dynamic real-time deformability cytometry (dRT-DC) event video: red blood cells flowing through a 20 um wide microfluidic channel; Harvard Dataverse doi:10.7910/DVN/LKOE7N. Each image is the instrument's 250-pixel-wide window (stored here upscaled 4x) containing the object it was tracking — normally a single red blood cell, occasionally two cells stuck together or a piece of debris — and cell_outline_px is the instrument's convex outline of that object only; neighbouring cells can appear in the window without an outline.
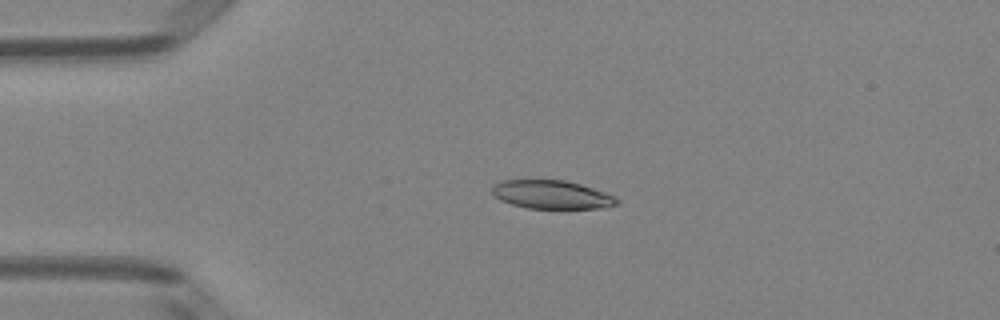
{"species": "Egyptian fruit bat (a non-hibernating species)", "species_latin": "Rousettus aegyptiacus", "temperature_condition": "room temperature", "stored_images_in_passage": 50, "camera_frame_rate_fps": 3000, "um_per_image_px": 0.085, "animal": {"sex": "female"}, "frame": {"image": 1, "passage_image": 11, "time_ms": 3.333, "image_size_px": [1000, 320], "cell_outline_px": [[620, 204], [608, 208], [528, 208], [512, 204], [500, 200], [492, 196], [492, 188], [496, 184], [504, 180], [564, 180], [580, 184], [604, 192], [620, 200]], "centroid_in_image_um": [46.91, 16.55], "position_along_channel_um": 38.1, "area_um2": 20.63}}
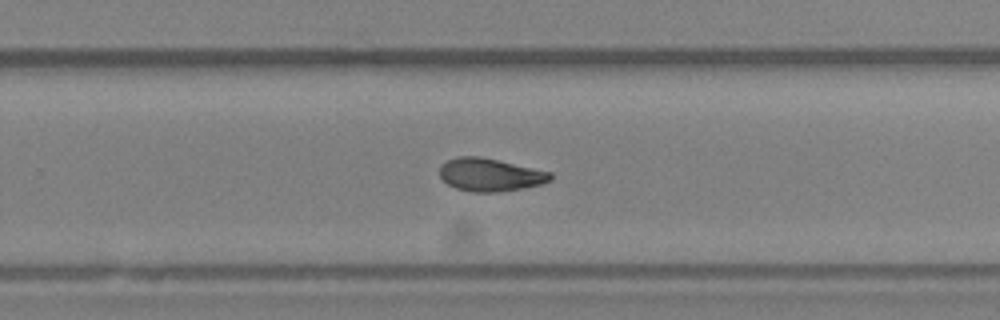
{"frame": {"image": 2, "passage_image": 32, "time_ms": 10.333, "image_size_px": [1000, 320], "cell_outline_px": [[552, 180], [540, 184], [524, 188], [496, 192], [472, 192], [456, 188], [448, 184], [440, 176], [440, 168], [448, 160], [456, 156], [480, 156], [500, 160], [552, 172]], "centroid_in_image_um": [41.68, 14.85], "position_along_channel_um": 288.1, "area_um2": 21.27}}
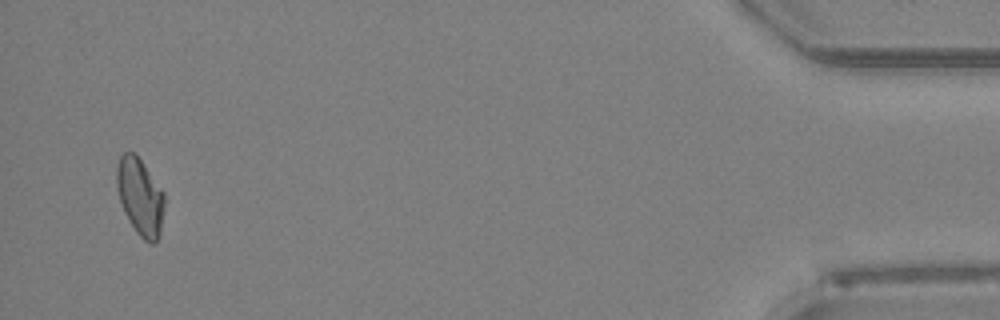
{"frame": {"image": 3, "passage_image": 48, "time_ms": 15.667, "image_size_px": [1000, 320], "cell_outline_px": [[164, 204], [160, 236], [156, 244], [152, 244], [144, 240], [136, 232], [124, 212], [116, 188], [116, 168], [120, 156], [124, 152], [132, 152], [140, 160], [164, 192]], "centroid_in_image_um": [11.91, 16.76], "position_along_channel_um": 423.3, "area_um2": 21.33}, "authors_computed_cell_mechanics": {"area_um2": 21.5016, "velocity_mm_per_s": 4.052, "shape_relaxation_time_tau1_ms": 6.0155, "shape_relaxation_time_tau2_ms": 4.0997, "deformation_change_tau1": 0.1601, "deformation_change_tau2": 0.1014}}